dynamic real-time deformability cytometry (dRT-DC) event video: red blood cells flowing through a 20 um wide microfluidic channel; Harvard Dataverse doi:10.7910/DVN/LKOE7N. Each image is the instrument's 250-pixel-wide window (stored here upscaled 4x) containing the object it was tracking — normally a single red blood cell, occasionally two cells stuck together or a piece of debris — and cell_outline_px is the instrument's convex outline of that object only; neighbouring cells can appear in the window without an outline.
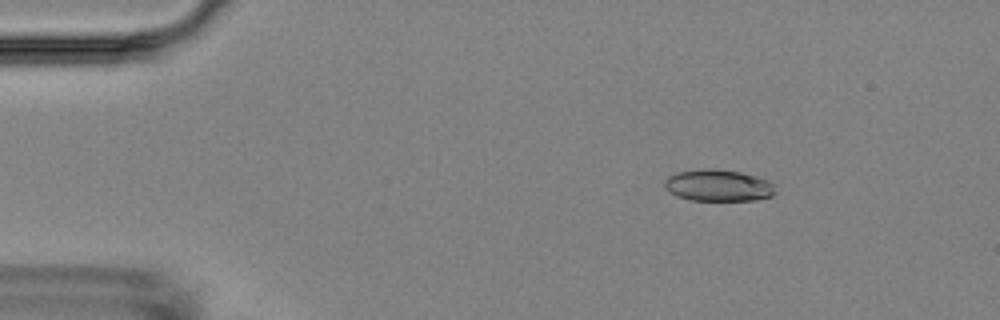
{"species": "Egyptian fruit bat (a non-hibernating species)", "species_latin": "Rousettus aegyptiacus", "temperature_condition": "room temperature", "stored_images_in_passage": 5, "camera_frame_rate_fps": 3000, "um_per_image_px": 0.085, "animal": {"sex": "female"}, "frame": {"image": 1, "passage_image": 3, "time_ms": 2.333, "image_size_px": [1000, 320], "cell_outline_px": [[776, 192], [772, 196], [756, 200], [692, 200], [676, 196], [664, 188], [664, 180], [668, 176], [676, 172], [704, 168], [712, 168], [740, 172], [768, 180], [772, 184]], "centroid_in_image_um": [61.02, 15.76], "position_along_channel_um": 24.0, "area_um2": 20.52}}
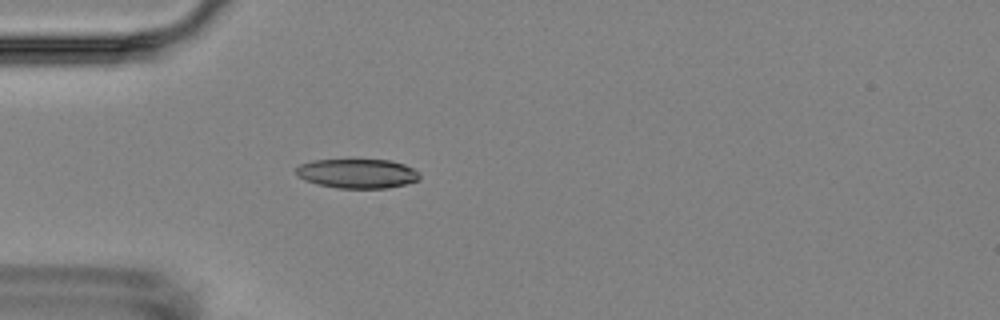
{"frame": {"image": 2, "passage_image": 5, "time_ms": 5.0, "image_size_px": [1000, 320], "cell_outline_px": [[420, 180], [388, 188], [336, 188], [316, 184], [304, 180], [296, 176], [296, 168], [300, 164], [312, 160], [388, 160], [404, 164], [420, 172]], "centroid_in_image_um": [30.35, 14.75], "position_along_channel_um": 54.6, "area_um2": 21.27}}